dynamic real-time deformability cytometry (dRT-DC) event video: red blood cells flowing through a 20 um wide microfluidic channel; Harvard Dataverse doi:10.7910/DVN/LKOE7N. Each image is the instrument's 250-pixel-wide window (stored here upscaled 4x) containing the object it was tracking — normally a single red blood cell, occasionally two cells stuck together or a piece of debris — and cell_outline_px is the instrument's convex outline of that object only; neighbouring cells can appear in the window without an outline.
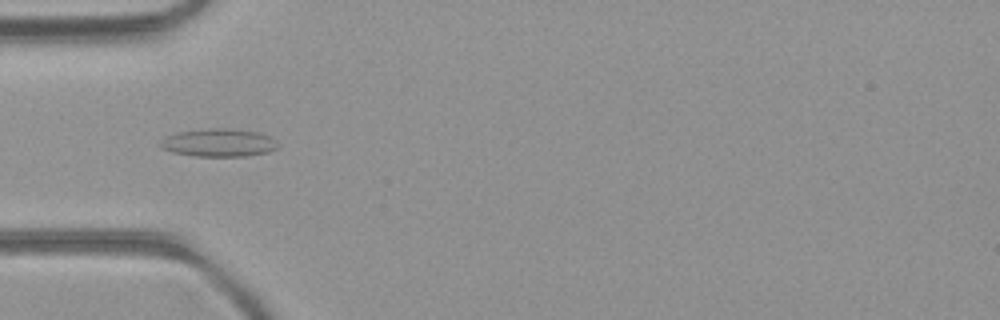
{"species": "common noctule bat (a hibernating species)", "species_latin": "Nyctalus noctula", "temperature_condition": "room temperature", "stored_images_in_passage": 6, "camera_frame_rate_fps": 3000, "um_per_image_px": 0.085, "animal": {"sex": "female", "body_mass_g": 21.9}, "frame": {"image": 1, "passage_image": 1, "time_ms": 0.0, "image_size_px": [1000, 320], "cell_outline_px": [[280, 144], [276, 148], [268, 152], [248, 156], [196, 156], [172, 152], [160, 148], [156, 144], [164, 136], [176, 132], [208, 128], [228, 128], [256, 132], [268, 136], [276, 140]], "centroid_in_image_um": [18.53, 12.13], "position_along_channel_um": 66.5, "area_um2": 19.42}}
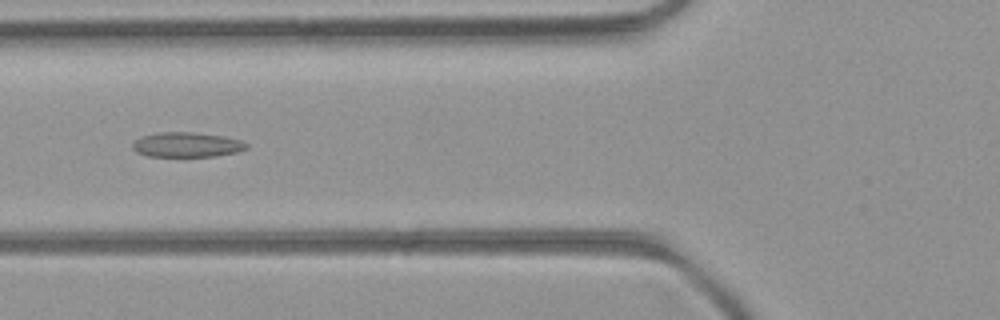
{"frame": {"image": 2, "passage_image": 4, "time_ms": 1.0, "image_size_px": [1000, 320], "cell_outline_px": [[248, 148], [236, 152], [216, 156], [148, 156], [136, 152], [132, 148], [132, 144], [140, 136], [156, 132], [196, 132], [224, 136], [240, 140], [248, 144]], "centroid_in_image_um": [15.86, 12.29], "position_along_channel_um": 109.9, "area_um2": 16.59}}